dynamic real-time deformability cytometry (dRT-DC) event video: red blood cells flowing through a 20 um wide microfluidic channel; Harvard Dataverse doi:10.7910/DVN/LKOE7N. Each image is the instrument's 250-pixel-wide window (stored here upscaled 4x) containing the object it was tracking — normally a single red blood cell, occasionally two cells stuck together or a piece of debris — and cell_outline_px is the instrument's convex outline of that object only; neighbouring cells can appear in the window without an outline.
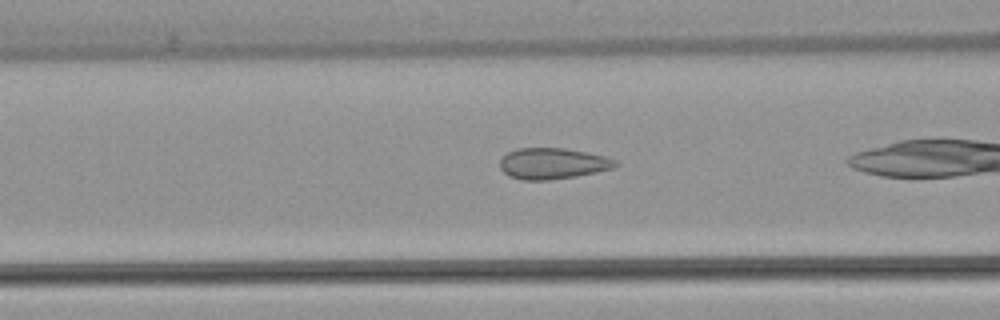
{"species": "common noctule bat (a hibernating species)", "species_latin": "Nyctalus noctula", "temperature_condition": "warm", "stored_images_in_passage": 33, "camera_frame_rate_fps": 3000, "um_per_image_px": 0.085, "animal": {"sex": "female", "body_mass_g": 22.7, "forearm_length_mm": 54.2}, "frame": {"image": 1, "passage_image": 13, "time_ms": 4.0, "image_size_px": [1000, 320], "cell_outline_px": [[620, 164], [612, 168], [596, 172], [576, 176], [548, 180], [520, 180], [508, 176], [500, 168], [500, 160], [508, 152], [516, 148], [564, 148], [588, 152], [604, 156], [616, 160]], "centroid_in_image_um": [46.97, 13.9], "position_along_channel_um": 119.6, "area_um2": 20.98}}
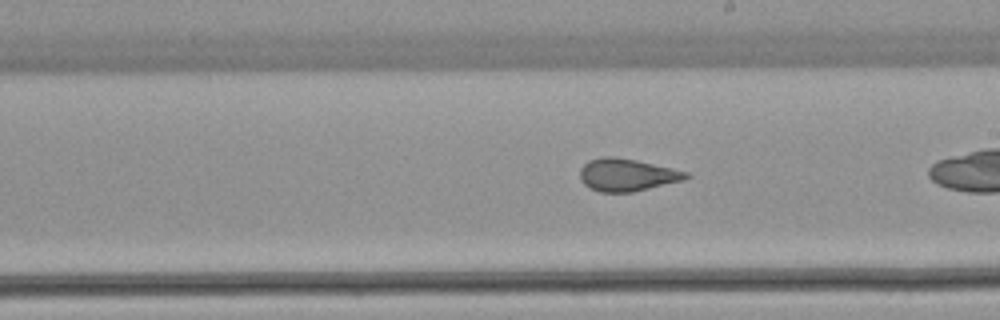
{"frame": {"image": 2, "passage_image": 22, "time_ms": 7.0, "image_size_px": [1000, 320], "cell_outline_px": [[692, 176], [684, 180], [632, 192], [600, 192], [588, 188], [580, 180], [580, 168], [588, 160], [604, 156], [612, 156], [636, 160], [672, 168], [688, 172]], "centroid_in_image_um": [53.28, 14.86], "position_along_channel_um": 235.7, "area_um2": 20.17}}
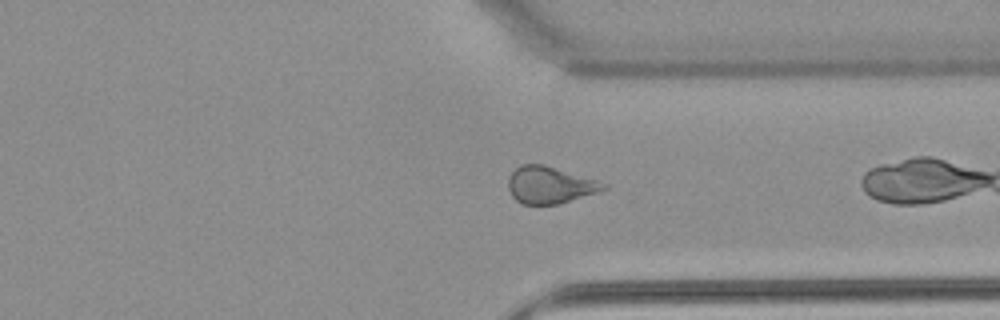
{"frame": {"image": 3, "passage_image": 32, "time_ms": 10.333, "image_size_px": [1000, 320], "cell_outline_px": [[608, 188], [596, 192], [556, 204], [524, 204], [516, 200], [512, 196], [508, 188], [508, 176], [520, 164], [544, 164], [596, 180], [608, 184]], "centroid_in_image_um": [46.7, 15.71], "position_along_channel_um": 364.7, "area_um2": 20.23}}